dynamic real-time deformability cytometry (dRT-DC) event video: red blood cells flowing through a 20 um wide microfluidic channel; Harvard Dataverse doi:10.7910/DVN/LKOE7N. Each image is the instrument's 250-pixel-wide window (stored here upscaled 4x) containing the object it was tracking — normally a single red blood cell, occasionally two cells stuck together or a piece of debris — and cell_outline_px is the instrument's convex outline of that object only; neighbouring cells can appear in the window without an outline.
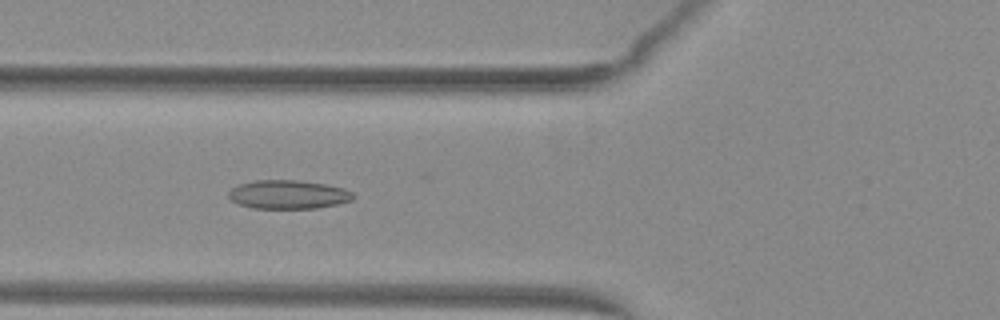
{"species": "common noctule bat (a hibernating species)", "species_latin": "Nyctalus noctula", "temperature_condition": "warm", "stored_images_in_passage": 31, "camera_frame_rate_fps": 3000, "um_per_image_px": 0.085, "animal": {"sex": "female", "body_mass_g": 29.2, "forearm_length_mm": 56.3}, "frame": {"image": 1, "passage_image": 6, "time_ms": 1.667, "image_size_px": [1000, 320], "cell_outline_px": [[356, 196], [352, 200], [336, 204], [316, 208], [252, 208], [240, 204], [232, 200], [228, 196], [228, 192], [232, 188], [240, 184], [256, 180], [300, 180], [324, 184], [344, 188], [352, 192]], "centroid_in_image_um": [24.51, 16.53], "position_along_channel_um": 101.3, "area_um2": 20.75}}
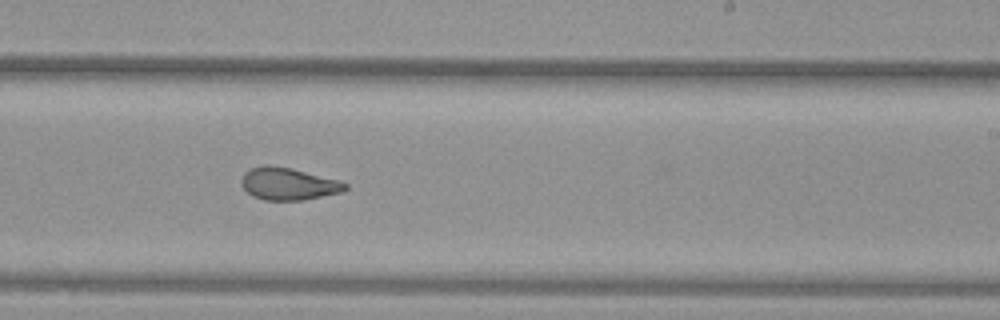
{"frame": {"image": 2, "passage_image": 18, "time_ms": 5.667, "image_size_px": [1000, 320], "cell_outline_px": [[348, 188], [340, 192], [304, 200], [264, 200], [252, 196], [240, 184], [240, 180], [244, 172], [252, 168], [264, 164], [268, 164], [292, 168], [340, 180], [348, 184]], "centroid_in_image_um": [24.49, 15.61], "position_along_channel_um": 264.5, "area_um2": 19.71}}
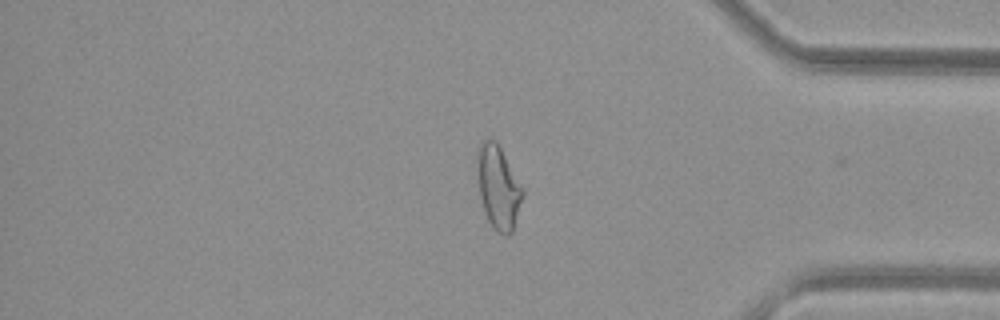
{"frame": {"image": 3, "passage_image": 29, "time_ms": 9.333, "image_size_px": [1000, 320], "cell_outline_px": [[524, 196], [512, 232], [508, 236], [504, 236], [496, 232], [488, 220], [484, 212], [480, 196], [476, 152], [480, 144], [484, 140], [496, 140], [524, 188]], "centroid_in_image_um": [42.37, 15.94], "position_along_channel_um": 392.8, "area_um2": 22.2}, "authors_computed_cell_mechanics": {"area_um2": 20.0566, "velocity_mm_per_s": 4.0774, "shape_relaxation_time_tau1_ms": 9.1261, "shape_relaxation_time_tau2_ms": 1.5617, "deformation_change_tau1": 0.2402, "deformation_change_tau2": 0.0652}}